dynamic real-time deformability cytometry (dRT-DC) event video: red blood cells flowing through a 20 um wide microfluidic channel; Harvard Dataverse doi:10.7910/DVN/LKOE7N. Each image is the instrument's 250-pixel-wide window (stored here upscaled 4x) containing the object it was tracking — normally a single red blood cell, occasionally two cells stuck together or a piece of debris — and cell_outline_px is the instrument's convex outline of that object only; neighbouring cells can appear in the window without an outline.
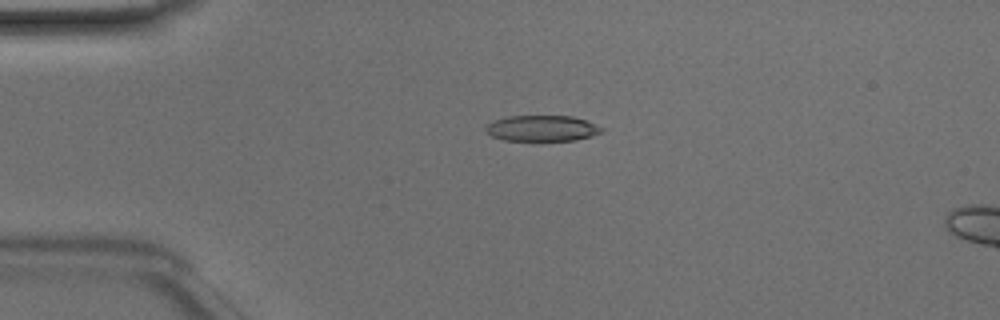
{"species": "Egyptian fruit bat (a non-hibernating species)", "species_latin": "Rousettus aegyptiacus", "temperature_condition": "room temperature", "stored_images_in_passage": 49, "camera_frame_rate_fps": 3000, "um_per_image_px": 0.085, "animal": {"sex": "male"}, "frame": {"image": 1, "passage_image": 12, "time_ms": 3.667, "image_size_px": [1000, 320], "cell_outline_px": [[604, 128], [600, 132], [592, 136], [572, 140], [536, 144], [504, 140], [492, 136], [484, 128], [488, 124], [496, 120], [508, 116], [572, 116], [584, 120]], "centroid_in_image_um": [46.04, 10.96], "position_along_channel_um": 39.0, "area_um2": 18.09}}
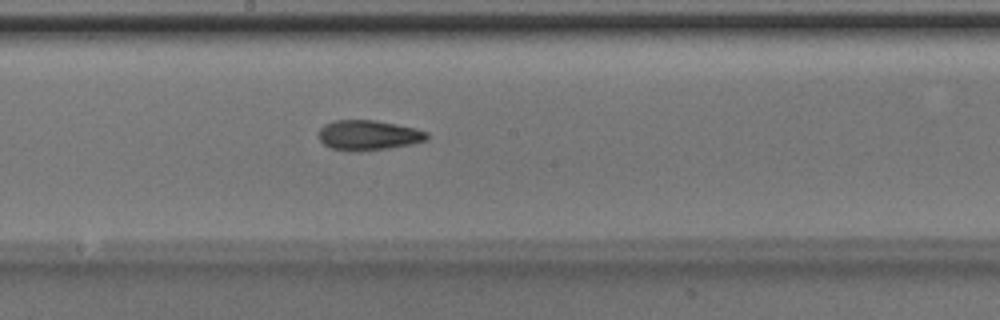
{"frame": {"image": 2, "passage_image": 27, "time_ms": 8.667, "image_size_px": [1000, 320], "cell_outline_px": [[428, 140], [412, 144], [388, 148], [360, 152], [348, 152], [332, 148], [324, 144], [320, 140], [320, 128], [324, 124], [332, 120], [376, 120], [416, 128], [428, 132]], "centroid_in_image_um": [31.32, 11.5], "position_along_channel_um": 216.9, "area_um2": 19.19}}
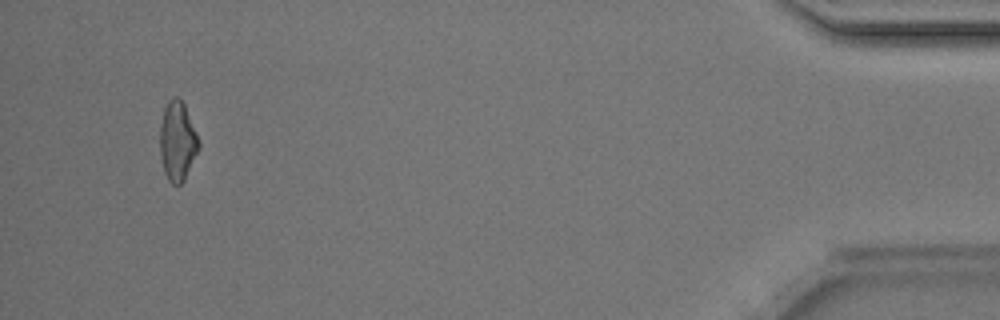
{"frame": {"image": 3, "passage_image": 47, "time_ms": 15.333, "image_size_px": [1000, 320], "cell_outline_px": [[200, 148], [184, 180], [180, 184], [172, 184], [168, 180], [164, 172], [160, 152], [160, 128], [164, 108], [168, 100], [172, 96], [180, 96], [184, 104], [196, 132], [200, 144]], "centroid_in_image_um": [15.08, 11.98], "position_along_channel_um": 420.1, "area_um2": 17.98}, "authors_computed_cell_mechanics": {"area_um2": 18.3226, "velocity_mm_per_s": 4.1846, "shape_relaxation_time_tau1_ms": 3.1028, "shape_relaxation_time_tau2_ms": 3.445, "deformation_change_tau1": 0.1326, "deformation_change_tau2": 0.1227}}